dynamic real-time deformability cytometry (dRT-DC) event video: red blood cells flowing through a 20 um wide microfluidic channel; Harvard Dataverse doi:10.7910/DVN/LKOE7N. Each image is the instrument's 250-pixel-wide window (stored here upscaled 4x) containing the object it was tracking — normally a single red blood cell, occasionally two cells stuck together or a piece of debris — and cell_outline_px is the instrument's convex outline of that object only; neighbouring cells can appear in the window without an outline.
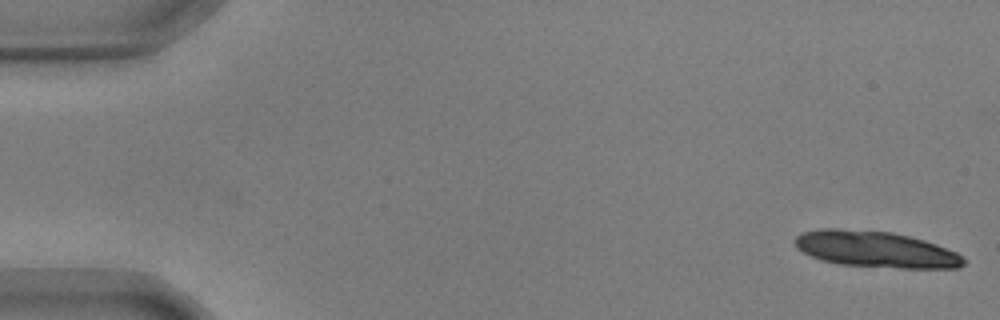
{"species": "common noctule bat (a hibernating species)", "species_latin": "Nyctalus noctula", "temperature_condition": "warm", "stored_images_in_passage": 4, "camera_frame_rate_fps": 3000, "um_per_image_px": 0.085, "animal": {"sex": "male", "body_mass_g": 17.9, "forearm_length_mm": 54.2}, "frame": {"image": 1, "passage_image": 4, "time_ms": 1.0, "image_size_px": [1000, 320], "cell_outline_px": [[964, 264], [960, 268], [900, 268], [840, 264], [820, 260], [796, 248], [792, 240], [796, 236], [804, 232], [820, 228], [836, 228], [892, 232], [924, 240], [936, 244], [956, 252], [964, 260]], "centroid_in_image_um": [74.39, 21.19], "position_along_channel_um": 10.6, "area_um2": 35.55}}